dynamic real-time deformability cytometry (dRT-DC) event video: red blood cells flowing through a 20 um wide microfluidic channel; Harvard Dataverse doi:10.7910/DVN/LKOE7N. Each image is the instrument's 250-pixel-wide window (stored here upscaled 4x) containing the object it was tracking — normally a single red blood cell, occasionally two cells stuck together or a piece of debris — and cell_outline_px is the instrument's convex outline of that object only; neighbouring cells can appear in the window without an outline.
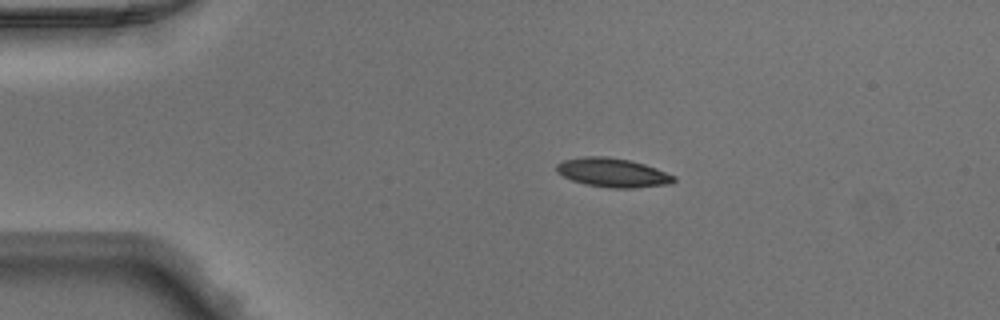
{"species": "Egyptian fruit bat (a non-hibernating species)", "species_latin": "Rousettus aegyptiacus", "temperature_condition": "warm", "stored_images_in_passage": 36, "camera_frame_rate_fps": 3000, "um_per_image_px": 0.085, "animal": {"sex": "male"}, "frame": {"image": 1, "passage_image": 1, "time_ms": 0.0, "image_size_px": [1000, 320], "cell_outline_px": [[676, 180], [668, 184], [632, 188], [608, 188], [584, 184], [572, 180], [556, 172], [556, 164], [564, 160], [584, 156], [608, 156], [628, 160], [644, 164], [656, 168], [676, 176]], "centroid_in_image_um": [52.06, 14.67], "position_along_channel_um": 32.9, "area_um2": 19.83}}
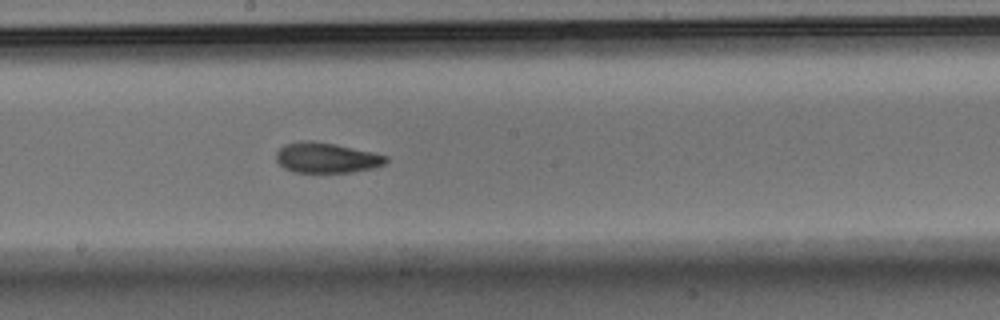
{"frame": {"image": 2, "passage_image": 18, "time_ms": 5.667, "image_size_px": [1000, 320], "cell_outline_px": [[388, 160], [384, 164], [376, 168], [352, 172], [292, 172], [284, 168], [276, 160], [276, 152], [284, 144], [304, 140], [312, 140], [336, 144], [372, 152], [388, 156]], "centroid_in_image_um": [27.75, 13.41], "position_along_channel_um": 220.4, "area_um2": 19.54}}
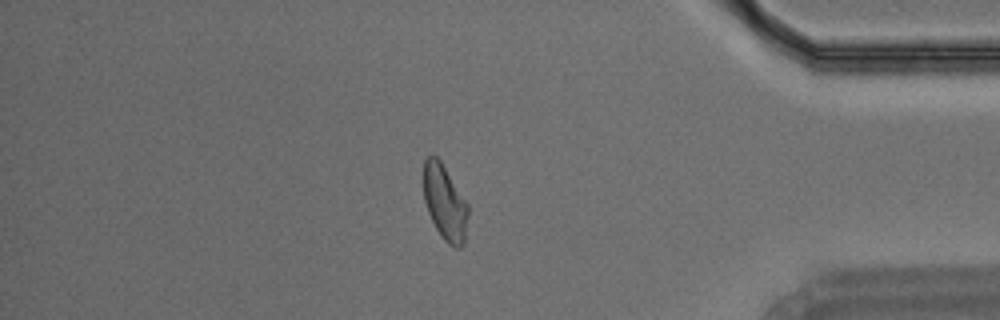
{"frame": {"image": 3, "passage_image": 33, "time_ms": 10.667, "image_size_px": [1000, 320], "cell_outline_px": [[468, 216], [464, 244], [460, 248], [456, 248], [448, 244], [444, 240], [436, 228], [428, 212], [424, 200], [424, 160], [428, 156], [436, 156], [440, 160], [468, 204]], "centroid_in_image_um": [37.82, 17.24], "position_along_channel_um": 397.4, "area_um2": 19.36}}